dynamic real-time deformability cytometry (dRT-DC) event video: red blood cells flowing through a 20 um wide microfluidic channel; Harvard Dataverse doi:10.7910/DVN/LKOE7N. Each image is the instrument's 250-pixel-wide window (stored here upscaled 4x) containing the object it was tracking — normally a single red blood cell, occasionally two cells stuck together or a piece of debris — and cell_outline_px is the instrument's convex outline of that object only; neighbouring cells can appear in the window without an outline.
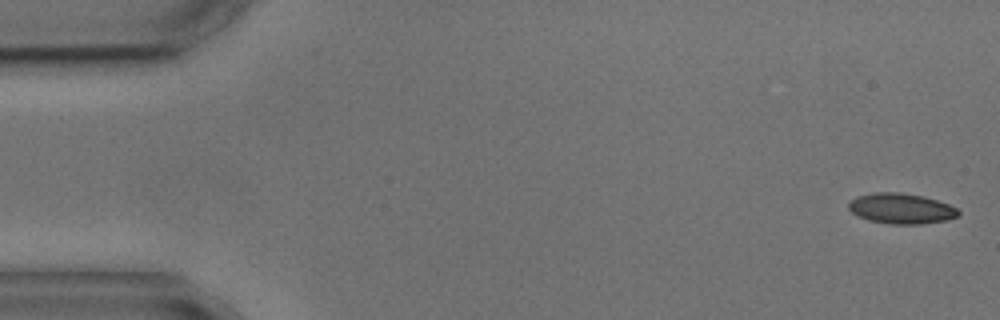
{"species": "common noctule bat (a hibernating species)", "species_latin": "Nyctalus noctula", "temperature_condition": "cold", "stored_images_in_passage": 5, "camera_frame_rate_fps": 3000, "um_per_image_px": 0.085, "animal": {"sex": "male", "body_mass_g": 17.9, "forearm_length_mm": 54.2}, "frame": {"image": 1, "passage_image": 1, "time_ms": 0.0, "image_size_px": [1000, 320], "cell_outline_px": [[960, 216], [948, 220], [920, 224], [888, 224], [868, 220], [852, 212], [848, 208], [848, 204], [856, 196], [876, 192], [900, 192], [924, 196], [948, 204], [956, 208], [960, 212]], "centroid_in_image_um": [76.62, 17.73], "position_along_channel_um": 8.4, "area_um2": 19.54}}